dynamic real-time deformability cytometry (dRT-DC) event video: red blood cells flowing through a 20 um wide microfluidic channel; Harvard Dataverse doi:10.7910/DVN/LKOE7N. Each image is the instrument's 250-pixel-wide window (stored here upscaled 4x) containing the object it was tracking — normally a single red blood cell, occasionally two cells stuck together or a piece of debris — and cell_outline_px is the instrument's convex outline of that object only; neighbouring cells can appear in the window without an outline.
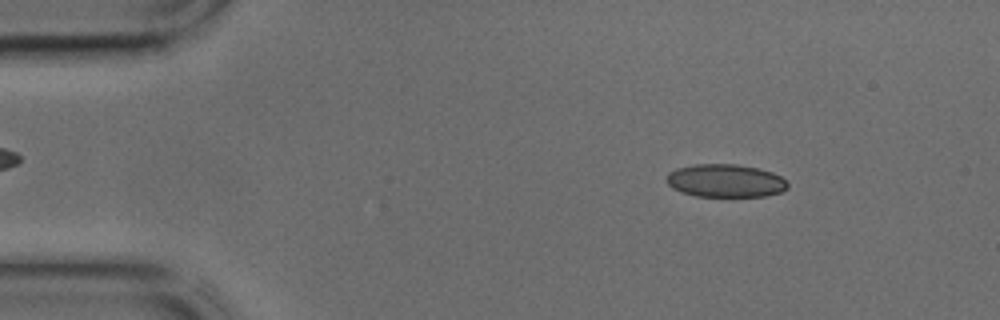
{"species": "common noctule bat (a hibernating species)", "species_latin": "Nyctalus noctula", "temperature_condition": "cold", "stored_images_in_passage": 40, "camera_frame_rate_fps": 3000, "um_per_image_px": 0.085, "animal": {"sex": "male", "body_mass_g": 17.9, "forearm_length_mm": 54.2}, "frame": {"image": 1, "passage_image": 3, "time_ms": 0.667, "image_size_px": [1000, 320], "cell_outline_px": [[788, 188], [780, 192], [764, 196], [696, 196], [680, 192], [672, 188], [664, 180], [668, 172], [676, 168], [696, 164], [736, 164], [756, 168], [772, 172], [788, 180]], "centroid_in_image_um": [61.63, 15.36], "position_along_channel_um": 23.4, "area_um2": 23.47}}
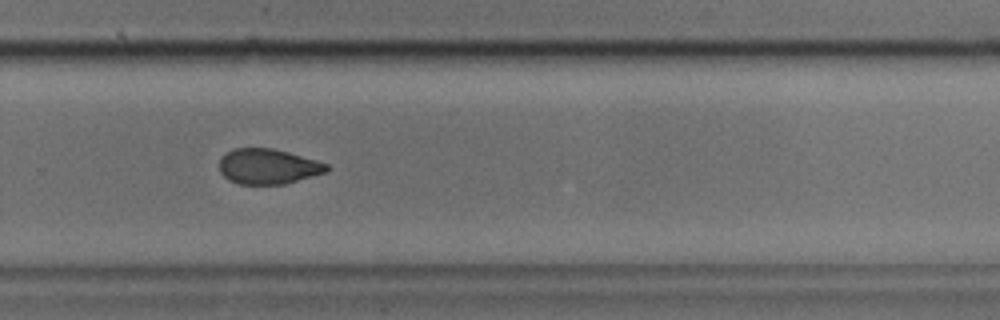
{"frame": {"image": 2, "passage_image": 26, "time_ms": 8.333, "image_size_px": [1000, 320], "cell_outline_px": [[328, 168], [324, 172], [284, 184], [240, 184], [228, 180], [220, 172], [220, 156], [224, 152], [232, 148], [272, 148], [288, 152], [316, 160], [328, 164]], "centroid_in_image_um": [22.71, 14.13], "position_along_channel_um": 307.1, "area_um2": 21.96}}
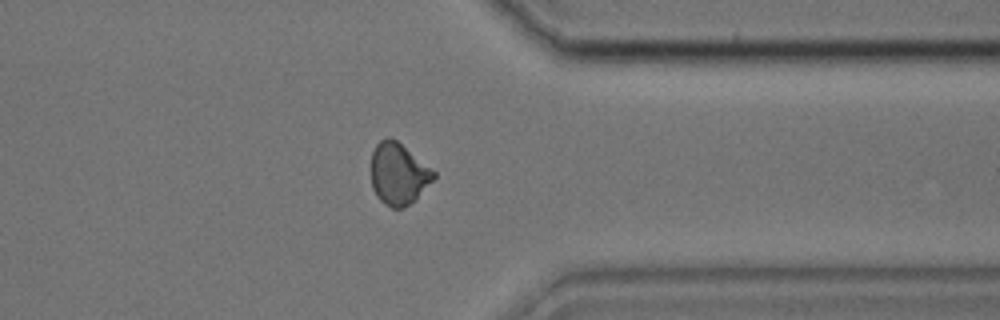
{"frame": {"image": 3, "passage_image": 31, "time_ms": 10.0, "image_size_px": [1000, 320], "cell_outline_px": [[436, 176], [416, 200], [404, 208], [392, 208], [384, 204], [376, 196], [372, 188], [372, 152], [376, 144], [384, 136], [388, 136], [396, 140], [436, 172]], "centroid_in_image_um": [33.86, 14.79], "position_along_channel_um": 377.5, "area_um2": 22.54}}